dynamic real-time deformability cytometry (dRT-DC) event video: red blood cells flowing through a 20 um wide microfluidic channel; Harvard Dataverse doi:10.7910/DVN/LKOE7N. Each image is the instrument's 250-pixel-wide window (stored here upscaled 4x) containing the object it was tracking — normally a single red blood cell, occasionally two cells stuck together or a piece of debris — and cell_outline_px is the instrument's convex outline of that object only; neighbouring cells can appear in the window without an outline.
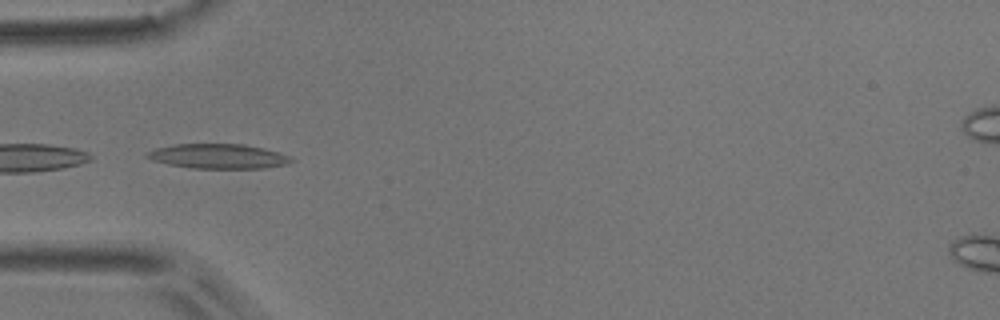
{"species": "common noctule bat (a hibernating species)", "species_latin": "Nyctalus noctula", "temperature_condition": "room temperature", "stored_images_in_passage": 4, "camera_frame_rate_fps": 3000, "um_per_image_px": 0.085, "animal": {"sex": "male", "body_mass_g": 17.9}, "frame": {"image": 1, "passage_image": 4, "time_ms": 1.0, "image_size_px": [1000, 320], "cell_outline_px": [[296, 160], [288, 164], [264, 168], [192, 168], [168, 164], [152, 160], [144, 156], [148, 152], [156, 148], [176, 144], [244, 144], [264, 148], [280, 152], [292, 156]], "centroid_in_image_um": [18.62, 13.28], "position_along_channel_um": 66.4, "area_um2": 20.87}}